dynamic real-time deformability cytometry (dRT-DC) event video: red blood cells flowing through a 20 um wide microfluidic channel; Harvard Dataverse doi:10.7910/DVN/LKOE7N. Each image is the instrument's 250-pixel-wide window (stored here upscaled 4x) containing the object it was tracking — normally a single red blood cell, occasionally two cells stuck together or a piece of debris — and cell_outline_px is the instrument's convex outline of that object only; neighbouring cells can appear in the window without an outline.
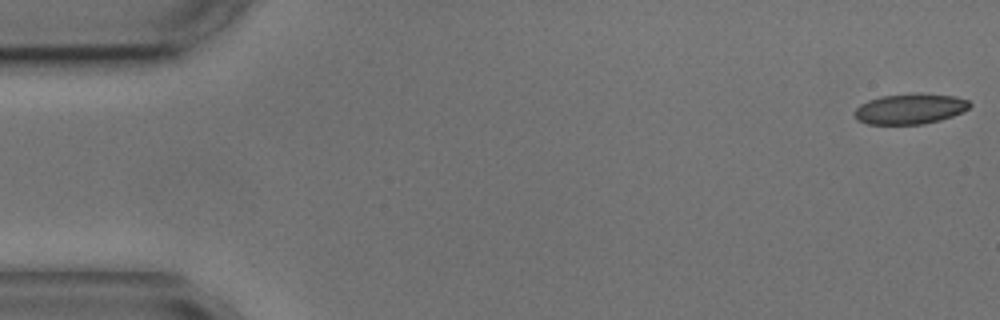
{"species": "common noctule bat (a hibernating species)", "species_latin": "Nyctalus noctula", "temperature_condition": "cold", "stored_images_in_passage": 5, "camera_frame_rate_fps": 3000, "um_per_image_px": 0.085, "animal": {"sex": "male", "body_mass_g": 17.9, "forearm_length_mm": 54.2}, "frame": {"image": 1, "passage_image": 1, "time_ms": 0.0, "image_size_px": [1000, 320], "cell_outline_px": [[972, 104], [964, 112], [940, 120], [924, 124], [868, 124], [856, 120], [856, 108], [860, 104], [868, 100], [880, 96], [912, 92], [924, 92], [956, 96], [968, 100]], "centroid_in_image_um": [77.39, 9.22], "position_along_channel_um": 7.6, "area_um2": 20.87}}
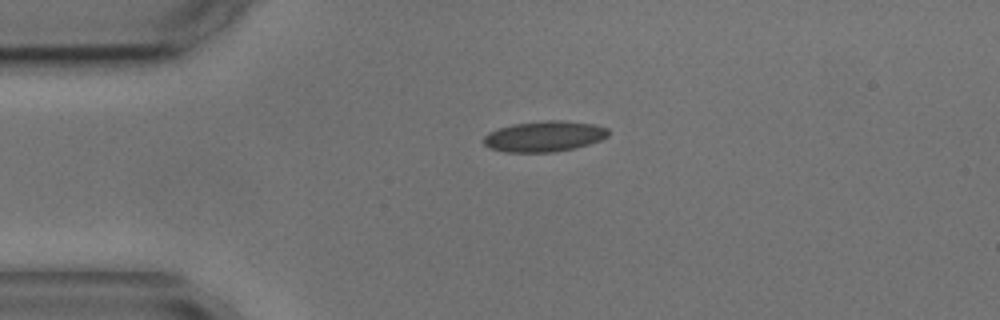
{"frame": {"image": 2, "passage_image": 4, "time_ms": 3.667, "image_size_px": [1000, 320], "cell_outline_px": [[608, 136], [600, 140], [576, 148], [552, 152], [504, 152], [488, 148], [484, 144], [484, 136], [488, 132], [512, 124], [544, 120], [560, 120], [596, 124], [608, 128]], "centroid_in_image_um": [46.26, 11.59], "position_along_channel_um": 38.7, "area_um2": 22.43}}